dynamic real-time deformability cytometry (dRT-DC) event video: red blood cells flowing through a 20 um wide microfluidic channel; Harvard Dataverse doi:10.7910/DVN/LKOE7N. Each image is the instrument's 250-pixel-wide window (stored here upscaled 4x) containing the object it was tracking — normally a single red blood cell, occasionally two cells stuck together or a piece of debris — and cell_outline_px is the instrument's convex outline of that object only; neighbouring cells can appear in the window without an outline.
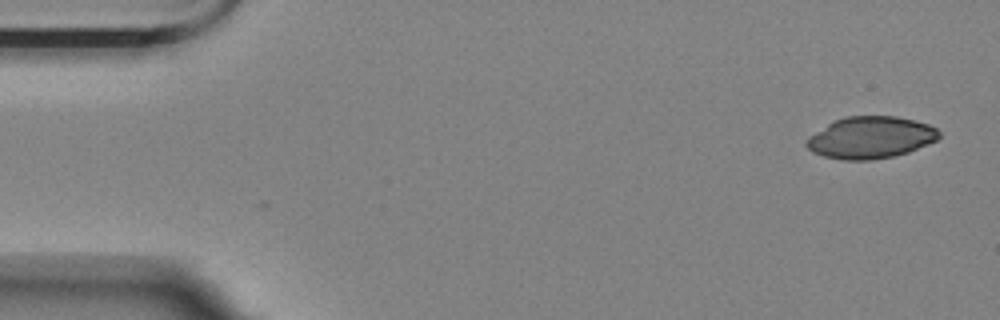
{"species": "Egyptian fruit bat (a non-hibernating species)", "species_latin": "Rousettus aegyptiacus", "temperature_condition": "room temperature", "stored_images_in_passage": 2, "camera_frame_rate_fps": 3000, "um_per_image_px": 0.085, "animal": {"sex": "female"}, "frame": {"image": 1, "passage_image": 2, "time_ms": 0.333, "image_size_px": [1000, 320], "cell_outline_px": [[940, 136], [936, 140], [928, 144], [908, 152], [892, 156], [872, 160], [844, 160], [824, 156], [812, 152], [804, 144], [804, 140], [808, 136], [828, 124], [844, 116], [896, 116], [916, 120], [928, 124], [936, 128], [940, 132]], "centroid_in_image_um": [73.98, 11.69], "position_along_channel_um": 11.0, "area_um2": 32.43}}